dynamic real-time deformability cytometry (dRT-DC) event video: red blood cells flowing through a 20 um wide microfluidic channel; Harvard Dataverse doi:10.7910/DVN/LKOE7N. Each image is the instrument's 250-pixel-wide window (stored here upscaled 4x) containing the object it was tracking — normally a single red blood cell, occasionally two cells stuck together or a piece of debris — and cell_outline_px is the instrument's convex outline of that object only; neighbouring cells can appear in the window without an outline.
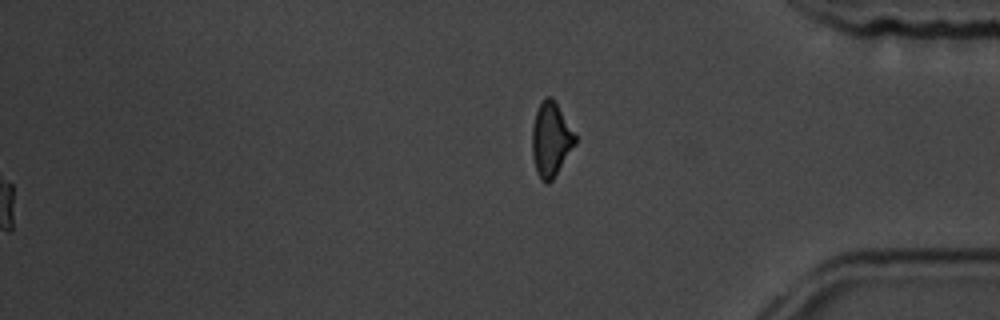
{"species": "common noctule bat (a hibernating species)", "species_latin": "Nyctalus noctula", "temperature_condition": "room temperature", "stored_images_in_passage": 56, "segment_of_instrument_passage": [2, 2], "camera_frame_rate_fps": 3000, "um_per_image_px": 0.085, "animal": {"sex": "male", "body_mass_g": 19.5, "forearm_length_mm": 54.6}, "frame": {"image": 1, "passage_image": 56, "time_ms": 18.333, "image_size_px": [1000, 320], "cell_outline_px": [[576, 144], [552, 180], [548, 184], [544, 184], [540, 180], [536, 172], [532, 156], [532, 128], [536, 112], [540, 104], [548, 96], [552, 96], [576, 136]], "centroid_in_image_um": [46.81, 11.9], "position_along_channel_um": 388.4, "area_um2": 18.5}}